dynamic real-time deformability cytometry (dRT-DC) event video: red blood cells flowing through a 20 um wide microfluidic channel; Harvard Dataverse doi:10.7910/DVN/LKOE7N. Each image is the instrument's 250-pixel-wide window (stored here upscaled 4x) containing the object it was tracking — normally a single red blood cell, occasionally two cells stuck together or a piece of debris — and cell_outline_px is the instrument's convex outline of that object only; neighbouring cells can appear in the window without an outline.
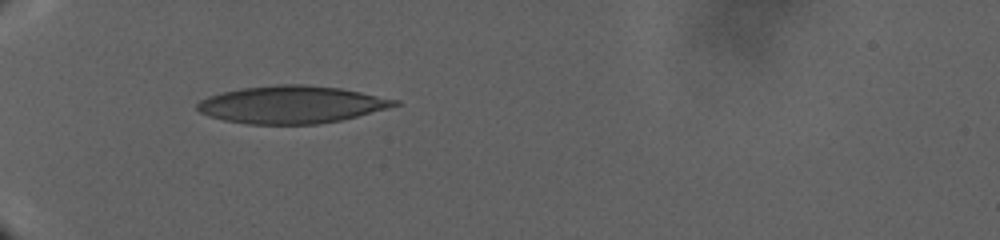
{"species": "human", "species_latin": "Homo sapiens", "temperature_condition": "warm", "stored_images_in_passage": 15, "camera_frame_rate_fps": 3000, "um_per_image_px": 0.085, "donor": {"sex": "male"}, "frame": {"image": 1, "passage_image": 1, "time_ms": 0.0, "image_size_px": [1000, 240], "cell_outline_px": [[404, 104], [340, 120], [316, 124], [248, 124], [224, 120], [208, 116], [200, 112], [196, 108], [196, 104], [200, 100], [208, 96], [240, 88], [276, 84], [308, 84], [340, 88], [400, 100]], "centroid_in_image_um": [24.78, 8.88], "position_along_channel_um": 60.2, "area_um2": 43.18}}
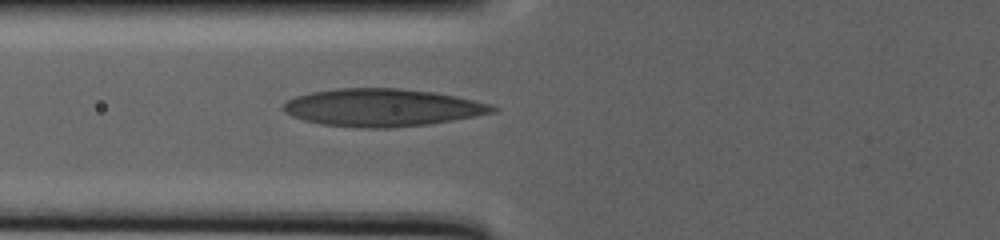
{"frame": {"image": 2, "passage_image": 14, "time_ms": 3.333, "image_size_px": [1000, 240], "cell_outline_px": [[500, 108], [496, 112], [452, 120], [428, 124], [392, 128], [356, 128], [320, 124], [304, 120], [292, 116], [284, 112], [280, 108], [284, 100], [308, 92], [336, 88], [400, 88], [432, 92], [456, 96], [492, 104]], "centroid_in_image_um": [32.44, 9.14], "position_along_channel_um": 93.4, "area_um2": 46.36}}